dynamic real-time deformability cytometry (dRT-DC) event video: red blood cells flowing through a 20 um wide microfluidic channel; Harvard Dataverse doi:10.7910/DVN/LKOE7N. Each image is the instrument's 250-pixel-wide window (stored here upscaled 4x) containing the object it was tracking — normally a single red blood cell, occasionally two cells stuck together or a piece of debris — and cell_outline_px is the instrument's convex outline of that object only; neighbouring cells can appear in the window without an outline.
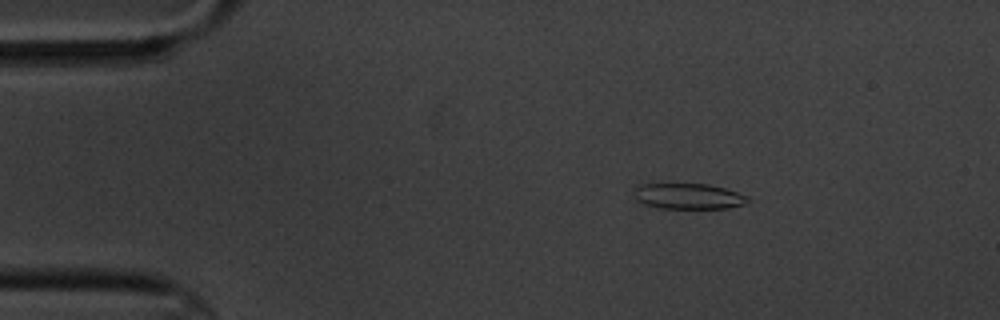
{"species": "common noctule bat (a hibernating species)", "species_latin": "Nyctalus noctula", "temperature_condition": "cold", "stored_images_in_passage": 4, "camera_frame_rate_fps": 3000, "um_per_image_px": 0.085, "animal": {"sex": "male", "body_mass_g": 20.1, "forearm_length_mm": 53.5}, "frame": {"image": 1, "passage_image": 2, "time_ms": 1.333, "image_size_px": [1000, 320], "cell_outline_px": [[752, 200], [744, 204], [728, 208], [660, 208], [644, 204], [636, 200], [632, 192], [636, 184], [708, 184], [724, 188], [748, 196]], "centroid_in_image_um": [58.48, 16.68], "position_along_channel_um": 26.5, "area_um2": 17.17}}